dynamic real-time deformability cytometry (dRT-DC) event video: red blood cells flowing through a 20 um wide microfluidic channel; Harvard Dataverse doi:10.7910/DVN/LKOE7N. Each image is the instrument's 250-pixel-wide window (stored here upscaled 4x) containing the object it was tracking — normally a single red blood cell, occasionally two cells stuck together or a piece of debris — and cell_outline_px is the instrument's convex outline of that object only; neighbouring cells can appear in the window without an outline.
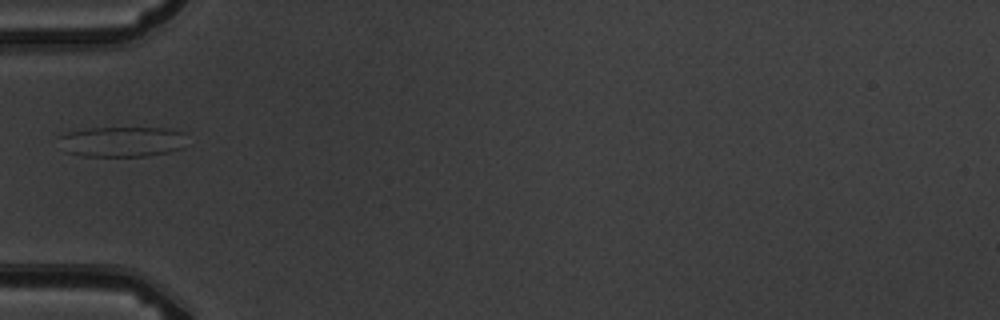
{"species": "common noctule bat (a hibernating species)", "species_latin": "Nyctalus noctula", "temperature_condition": "warm", "stored_images_in_passage": 2, "camera_frame_rate_fps": 3000, "um_per_image_px": 0.085, "animal": {"sex": "male", "body_mass_g": 19.5, "forearm_length_mm": 54.6}, "frame": {"image": 1, "passage_image": 2, "time_ms": 2.0, "image_size_px": [1000, 320], "cell_outline_px": [[184, 148], [168, 152], [144, 156], [84, 156], [64, 152], [60, 136], [68, 132], [88, 128], [164, 128], [184, 132]], "centroid_in_image_um": [10.38, 12.04], "position_along_channel_um": 74.6, "area_um2": 22.48}}